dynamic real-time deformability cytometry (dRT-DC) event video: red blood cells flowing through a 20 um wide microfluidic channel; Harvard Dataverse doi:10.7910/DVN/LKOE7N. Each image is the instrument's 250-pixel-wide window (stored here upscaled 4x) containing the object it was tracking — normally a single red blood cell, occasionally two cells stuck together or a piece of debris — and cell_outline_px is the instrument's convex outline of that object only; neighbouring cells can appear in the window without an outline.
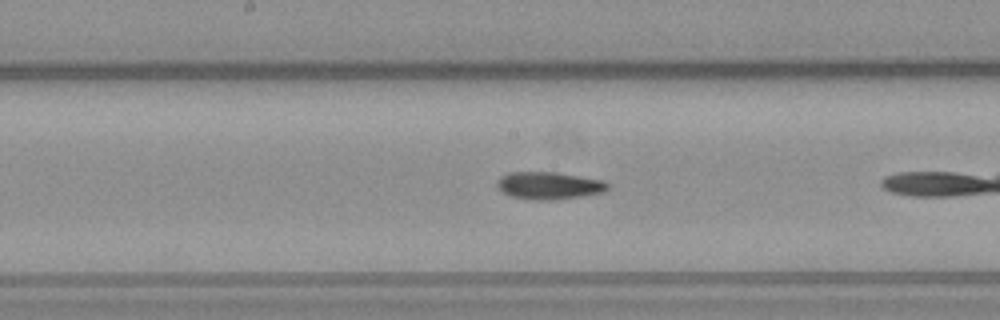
{"species": "common noctule bat (a hibernating species)", "species_latin": "Nyctalus noctula", "temperature_condition": "warm", "stored_images_in_passage": 24, "camera_frame_rate_fps": 3000, "um_per_image_px": 0.085, "animal": {"sex": "male", "body_mass_g": 23.1, "forearm_length_mm": 52.7}, "frame": {"image": 1, "passage_image": 11, "time_ms": 3.333, "image_size_px": [1000, 320], "cell_outline_px": [[608, 188], [600, 192], [580, 196], [552, 200], [532, 200], [512, 196], [504, 192], [496, 184], [500, 176], [508, 172], [556, 172], [604, 180], [608, 184]], "centroid_in_image_um": [46.64, 15.76], "position_along_channel_um": 201.6, "area_um2": 17.46}}
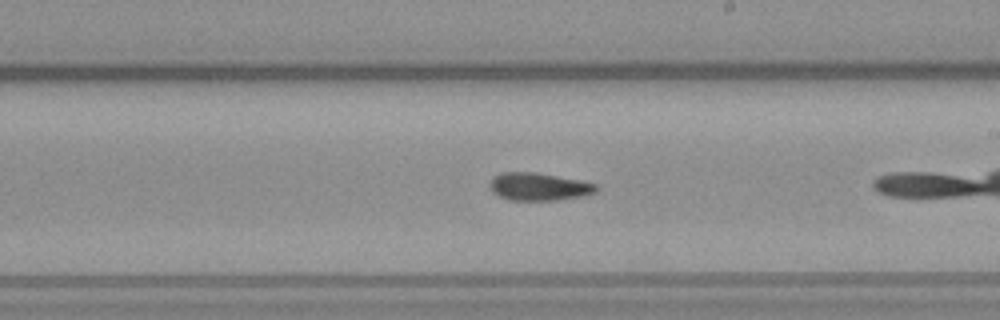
{"frame": {"image": 2, "passage_image": 14, "time_ms": 4.333, "image_size_px": [1000, 320], "cell_outline_px": [[600, 188], [596, 192], [584, 196], [556, 200], [508, 200], [492, 192], [488, 184], [492, 176], [500, 172], [536, 172], [580, 180], [596, 184]], "centroid_in_image_um": [45.78, 15.86], "position_along_channel_um": 243.2, "area_um2": 17.46}}
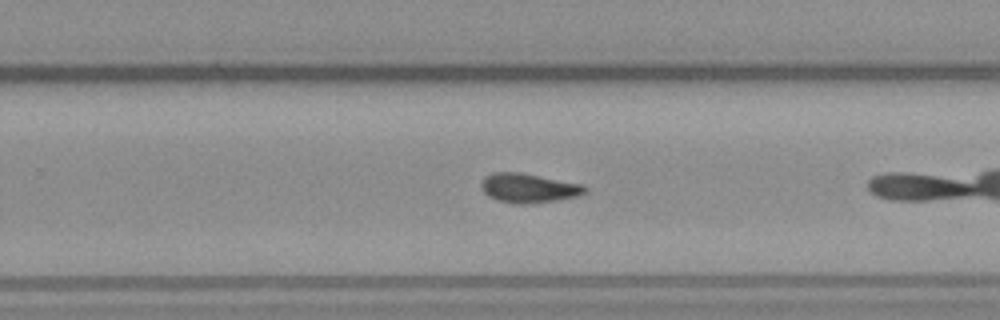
{"frame": {"image": 3, "passage_image": 17, "time_ms": 5.333, "image_size_px": [1000, 320], "cell_outline_px": [[588, 192], [576, 196], [556, 200], [524, 204], [516, 204], [500, 200], [488, 196], [484, 192], [480, 184], [484, 176], [492, 172], [520, 172], [584, 184], [588, 188]], "centroid_in_image_um": [44.94, 15.97], "position_along_channel_um": 284.9, "area_um2": 17.74}}